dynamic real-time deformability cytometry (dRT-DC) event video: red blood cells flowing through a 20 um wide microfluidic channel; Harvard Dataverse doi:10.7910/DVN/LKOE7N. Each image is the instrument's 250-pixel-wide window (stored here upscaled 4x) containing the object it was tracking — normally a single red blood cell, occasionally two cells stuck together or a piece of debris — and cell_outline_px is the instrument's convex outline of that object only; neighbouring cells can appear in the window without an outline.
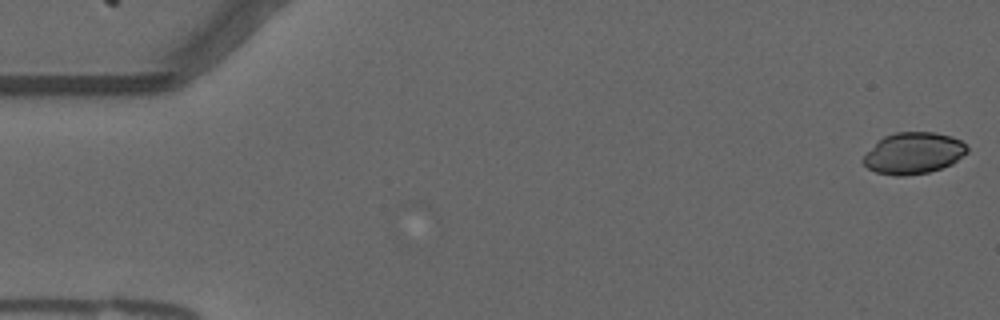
{"species": "common noctule bat (a hibernating species)", "species_latin": "Nyctalus noctula", "temperature_condition": "warm", "stored_images_in_passage": 23, "camera_frame_rate_fps": 3000, "um_per_image_px": 0.085, "animal": {"sex": "male", "forearm_length_mm": 52.5}, "frame": {"image": 1, "passage_image": 1, "time_ms": 0.0, "image_size_px": [1000, 320], "cell_outline_px": [[968, 152], [952, 164], [928, 172], [904, 176], [896, 176], [876, 172], [868, 168], [860, 160], [884, 136], [896, 132], [932, 132], [952, 136], [960, 140], [968, 148]], "centroid_in_image_um": [77.66, 13.02], "position_along_channel_um": 7.3, "area_um2": 24.91}}
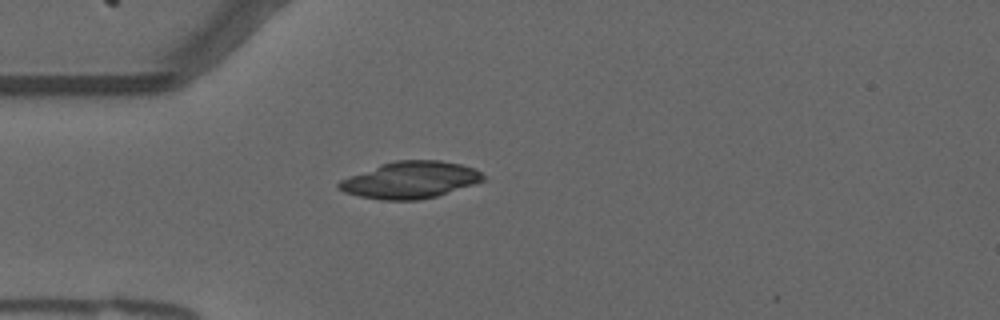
{"frame": {"image": 2, "passage_image": 15, "time_ms": 4.667, "image_size_px": [1000, 320], "cell_outline_px": [[488, 180], [436, 196], [416, 200], [380, 200], [360, 196], [344, 192], [336, 188], [336, 184], [340, 180], [380, 164], [396, 160], [440, 160], [460, 164], [472, 168], [480, 172]], "centroid_in_image_um": [34.87, 15.3], "position_along_channel_um": 50.1, "area_um2": 30.92}}